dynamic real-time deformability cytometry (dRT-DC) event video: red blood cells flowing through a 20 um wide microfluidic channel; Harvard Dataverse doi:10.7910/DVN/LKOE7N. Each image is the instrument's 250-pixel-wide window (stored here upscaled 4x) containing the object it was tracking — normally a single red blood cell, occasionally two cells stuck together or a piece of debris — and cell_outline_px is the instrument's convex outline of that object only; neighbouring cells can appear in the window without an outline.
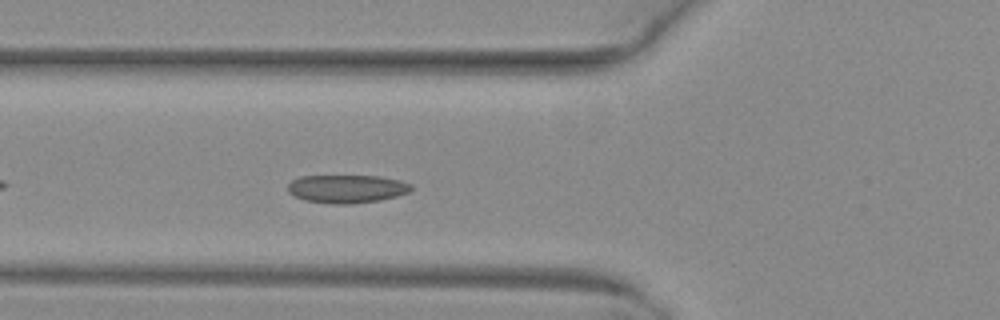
{"species": "common noctule bat (a hibernating species)", "species_latin": "Nyctalus noctula", "temperature_condition": "warm", "stored_images_in_passage": 5, "camera_frame_rate_fps": 3000, "um_per_image_px": 0.085, "animal": {"sex": "female", "body_mass_g": 29.2, "forearm_length_mm": 56.3}, "frame": {"image": 1, "passage_image": 5, "time_ms": 1.333, "image_size_px": [1000, 320], "cell_outline_px": [[412, 188], [408, 192], [396, 196], [380, 200], [352, 204], [332, 204], [304, 200], [288, 192], [288, 184], [292, 180], [300, 176], [380, 176], [400, 180], [412, 184]], "centroid_in_image_um": [29.48, 16.05], "position_along_channel_um": 96.3, "area_um2": 20.29}}